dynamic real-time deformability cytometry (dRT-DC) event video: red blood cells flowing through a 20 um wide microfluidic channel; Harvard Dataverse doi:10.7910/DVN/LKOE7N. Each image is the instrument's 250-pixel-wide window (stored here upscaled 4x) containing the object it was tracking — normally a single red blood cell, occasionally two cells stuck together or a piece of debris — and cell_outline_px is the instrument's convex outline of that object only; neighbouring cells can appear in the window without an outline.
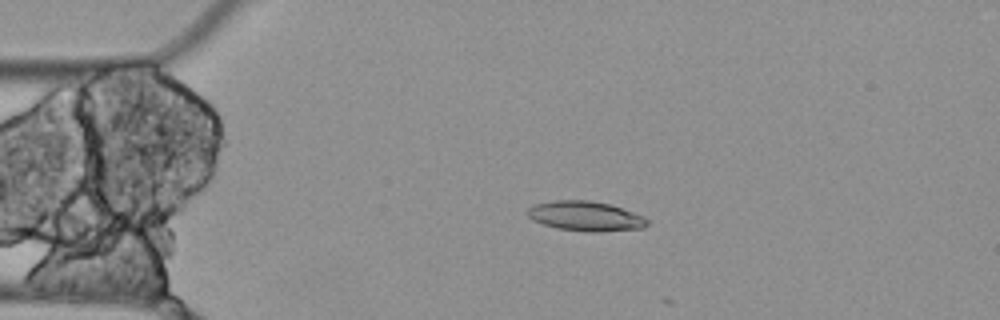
{"species": "Egyptian fruit bat (a non-hibernating species)", "species_latin": "Rousettus aegyptiacus", "temperature_condition": "cold", "stored_images_in_passage": 5, "camera_frame_rate_fps": 3000, "um_per_image_px": 0.085, "animal": {"sex": "female"}, "frame": {"image": 1, "passage_image": 4, "time_ms": 1.0, "image_size_px": [1000, 320], "cell_outline_px": [[648, 224], [644, 228], [596, 232], [592, 232], [560, 228], [544, 224], [532, 220], [528, 216], [528, 208], [536, 204], [556, 200], [588, 200], [608, 204], [644, 216], [648, 220]], "centroid_in_image_um": [49.79, 18.37], "position_along_channel_um": 35.2, "area_um2": 20.4}}